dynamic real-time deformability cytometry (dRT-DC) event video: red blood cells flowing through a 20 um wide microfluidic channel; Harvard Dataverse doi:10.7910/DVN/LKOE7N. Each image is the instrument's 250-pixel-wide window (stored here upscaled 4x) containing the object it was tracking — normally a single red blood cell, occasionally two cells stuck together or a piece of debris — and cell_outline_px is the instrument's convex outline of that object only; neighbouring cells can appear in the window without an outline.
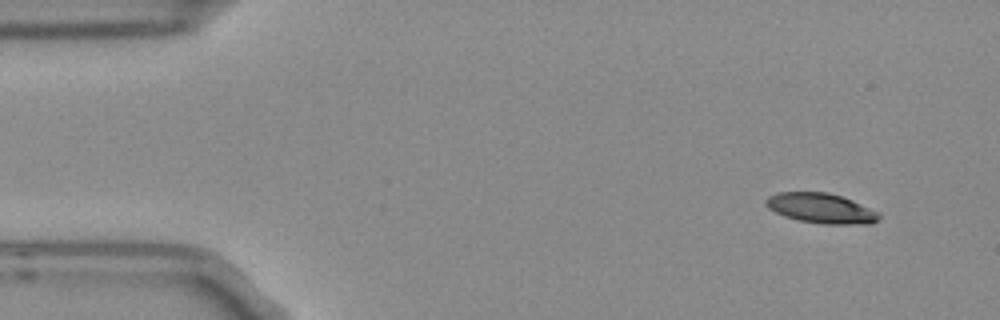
{"species": "Egyptian fruit bat (a non-hibernating species)", "species_latin": "Rousettus aegyptiacus", "temperature_condition": "room temperature", "stored_images_in_passage": 4, "camera_frame_rate_fps": 3000, "um_per_image_px": 0.085, "frame": {"image": 1, "passage_image": 1, "time_ms": 0.0, "image_size_px": [1000, 320], "cell_outline_px": [[880, 220], [872, 224], [824, 224], [800, 220], [784, 216], [768, 208], [764, 204], [764, 200], [768, 196], [776, 192], [828, 192], [852, 200], [876, 212], [880, 216]], "centroid_in_image_um": [69.75, 17.7], "position_along_channel_um": 15.2, "area_um2": 19.71}}
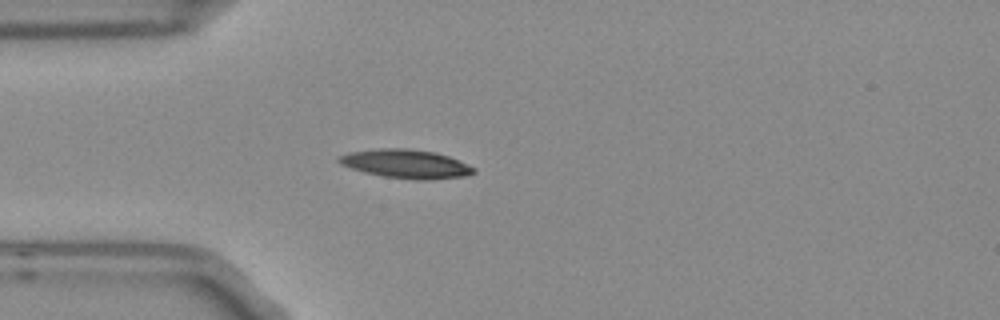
{"frame": {"image": 2, "passage_image": 4, "time_ms": 1.0, "image_size_px": [1000, 320], "cell_outline_px": [[476, 172], [468, 176], [428, 180], [416, 180], [384, 176], [364, 172], [340, 164], [336, 160], [336, 156], [348, 152], [376, 148], [408, 148], [436, 152], [448, 156], [476, 168]], "centroid_in_image_um": [34.49, 13.92], "position_along_channel_um": 50.5, "area_um2": 22.83}}